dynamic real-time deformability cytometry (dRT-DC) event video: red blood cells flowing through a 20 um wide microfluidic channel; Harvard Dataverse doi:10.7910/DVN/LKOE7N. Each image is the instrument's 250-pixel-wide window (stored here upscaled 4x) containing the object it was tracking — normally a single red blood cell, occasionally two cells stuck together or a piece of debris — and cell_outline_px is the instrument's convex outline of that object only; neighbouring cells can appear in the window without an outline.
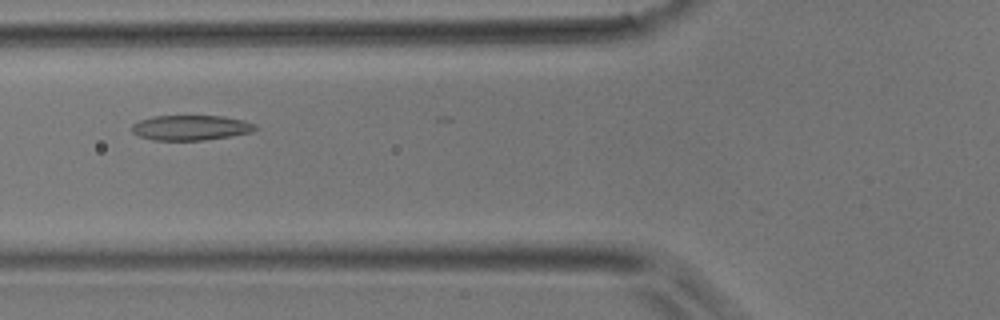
{"species": "common noctule bat (a hibernating species)", "species_latin": "Nyctalus noctula", "temperature_condition": "room temperature", "stored_images_in_passage": 8, "camera_frame_rate_fps": 3000, "um_per_image_px": 0.085, "animal": {"sex": "male", "body_mass_g": 17.9}, "frame": {"image": 1, "passage_image": 5, "time_ms": 1.333, "image_size_px": [1000, 320], "cell_outline_px": [[256, 128], [252, 132], [232, 136], [204, 140], [152, 140], [140, 136], [132, 132], [132, 124], [140, 120], [152, 116], [224, 116], [244, 120], [256, 124]], "centroid_in_image_um": [16.23, 10.85], "position_along_channel_um": 109.6, "area_um2": 18.09}}